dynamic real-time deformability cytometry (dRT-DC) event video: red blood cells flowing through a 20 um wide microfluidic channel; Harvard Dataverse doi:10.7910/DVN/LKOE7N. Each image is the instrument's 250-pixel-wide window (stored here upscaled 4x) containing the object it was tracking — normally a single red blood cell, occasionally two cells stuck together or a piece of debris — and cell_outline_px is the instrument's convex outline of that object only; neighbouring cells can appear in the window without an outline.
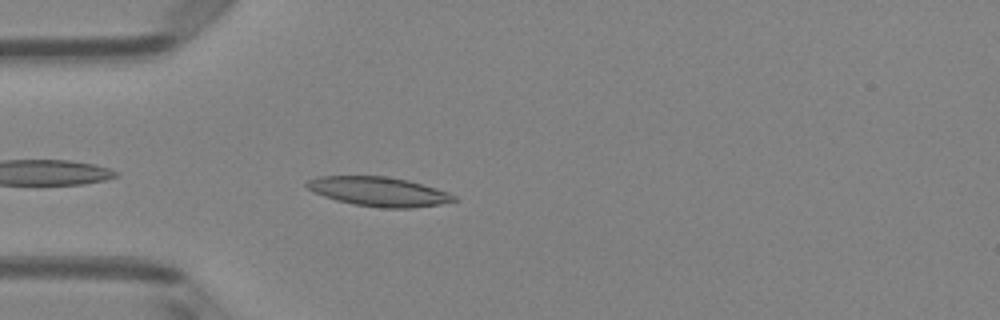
{"species": "Egyptian fruit bat (a non-hibernating species)", "species_latin": "Rousettus aegyptiacus", "temperature_condition": "room temperature", "stored_images_in_passage": 39, "camera_frame_rate_fps": 3000, "um_per_image_px": 0.085, "animal": {"sex": "female"}, "frame": {"image": 1, "passage_image": 3, "time_ms": 0.667, "image_size_px": [1000, 320], "cell_outline_px": [[460, 200], [440, 204], [412, 208], [380, 208], [352, 204], [336, 200], [324, 196], [308, 188], [304, 184], [308, 180], [320, 176], [384, 176], [408, 180], [436, 188], [448, 192], [456, 196]], "centroid_in_image_um": [32.23, 16.29], "position_along_channel_um": 52.8, "area_um2": 25.14}}
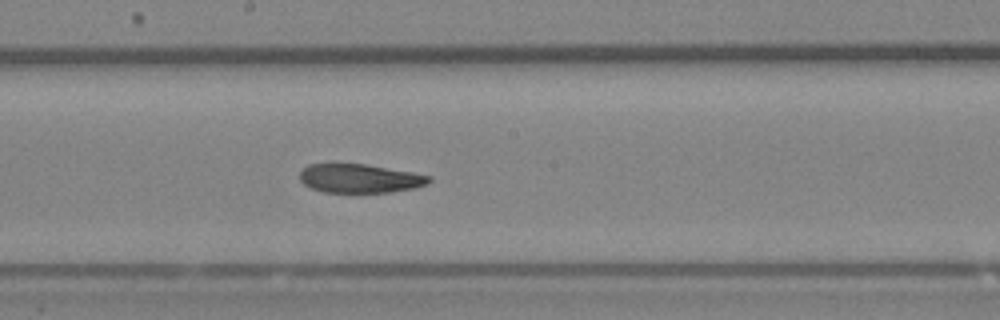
{"frame": {"image": 2, "passage_image": 16, "time_ms": 5.0, "image_size_px": [1000, 320], "cell_outline_px": [[432, 180], [428, 184], [416, 188], [392, 192], [324, 192], [312, 188], [304, 184], [300, 180], [300, 172], [308, 164], [332, 160], [368, 164], [412, 172], [432, 176]], "centroid_in_image_um": [30.55, 15.11], "position_along_channel_um": 217.6, "area_um2": 22.66}}
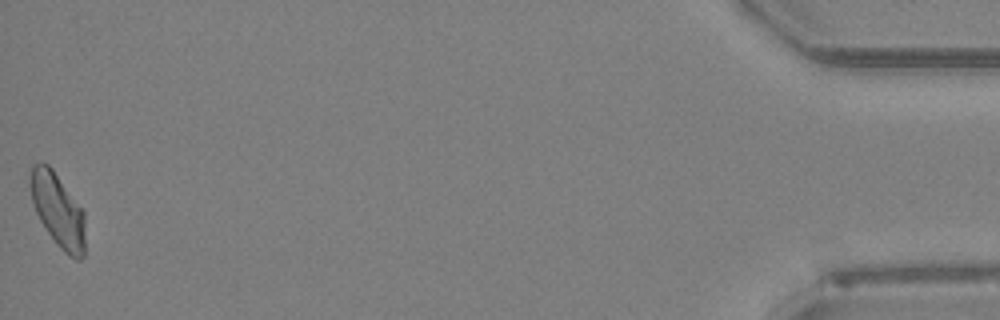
{"frame": {"image": 3, "passage_image": 39, "time_ms": 12.667, "image_size_px": [1000, 320], "cell_outline_px": [[84, 256], [80, 260], [76, 260], [68, 256], [60, 248], [48, 232], [40, 220], [36, 212], [32, 200], [28, 184], [28, 180], [32, 164], [40, 160], [48, 164], [52, 168], [84, 212]], "centroid_in_image_um": [4.88, 17.83], "position_along_channel_um": 430.3, "area_um2": 23.64}, "authors_computed_cell_mechanics": {"area_um2": 23.409, "velocity_mm_per_s": 4.0193, "shape_relaxation_time_tau1_ms": 4.7479, "shape_relaxation_time_tau2_ms": 3.9054, "deformation_change_tau1": 0.1294, "deformation_change_tau2": 0.1037}}